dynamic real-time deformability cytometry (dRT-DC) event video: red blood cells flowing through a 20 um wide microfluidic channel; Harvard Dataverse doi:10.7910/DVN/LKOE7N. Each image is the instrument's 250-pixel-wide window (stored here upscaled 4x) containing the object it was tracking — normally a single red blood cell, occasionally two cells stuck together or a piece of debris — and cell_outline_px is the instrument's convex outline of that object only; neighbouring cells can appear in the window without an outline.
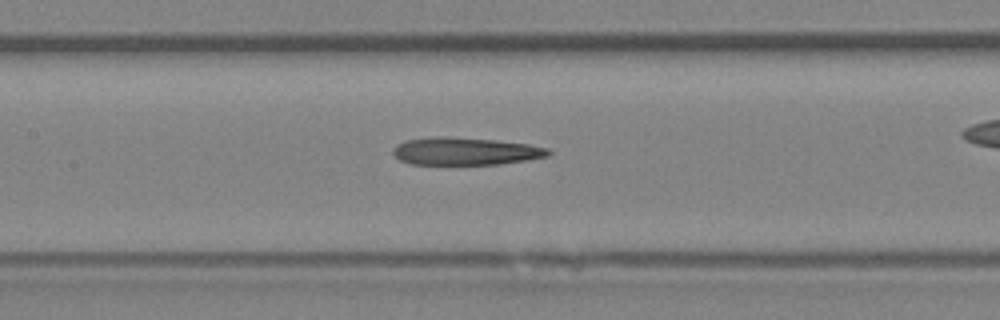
{"species": "Egyptian fruit bat (a non-hibernating species)", "species_latin": "Rousettus aegyptiacus", "temperature_condition": "room temperature", "stored_images_in_passage": 38, "camera_frame_rate_fps": 3000, "um_per_image_px": 0.085, "animal": {"sex": "female"}, "frame": {"image": 1, "passage_image": 22, "time_ms": 7.0, "image_size_px": [1000, 320], "cell_outline_px": [[552, 152], [548, 156], [528, 160], [500, 164], [412, 164], [400, 160], [392, 152], [392, 148], [396, 144], [404, 140], [436, 136], [440, 136], [496, 140], [528, 144], [548, 148]], "centroid_in_image_um": [39.55, 12.85], "position_along_channel_um": 167.9, "area_um2": 25.03}}